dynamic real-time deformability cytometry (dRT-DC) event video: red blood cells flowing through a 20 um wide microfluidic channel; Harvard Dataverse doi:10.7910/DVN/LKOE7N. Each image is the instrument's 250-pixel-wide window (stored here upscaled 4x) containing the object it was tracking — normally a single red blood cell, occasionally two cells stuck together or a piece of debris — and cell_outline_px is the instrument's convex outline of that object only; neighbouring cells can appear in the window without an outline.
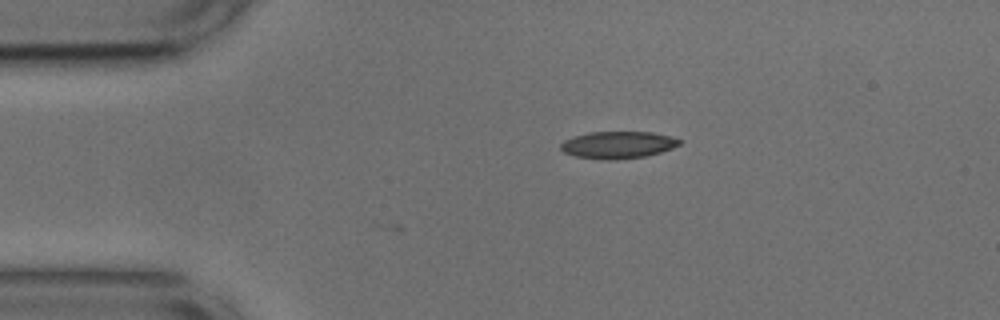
{"species": "common noctule bat (a hibernating species)", "species_latin": "Nyctalus noctula", "temperature_condition": "cold", "stored_images_in_passage": 2, "camera_frame_rate_fps": 3000, "um_per_image_px": 0.085, "animal": {"sex": "male", "body_mass_g": 17.9, "forearm_length_mm": 54.2}, "frame": {"image": 1, "passage_image": 2, "time_ms": 0.333, "image_size_px": [1000, 320], "cell_outline_px": [[684, 140], [680, 144], [672, 148], [660, 152], [644, 156], [616, 160], [604, 160], [576, 156], [564, 152], [560, 148], [560, 144], [564, 140], [572, 136], [588, 132], [652, 132]], "centroid_in_image_um": [52.5, 12.31], "position_along_channel_um": 32.5, "area_um2": 18.79}}